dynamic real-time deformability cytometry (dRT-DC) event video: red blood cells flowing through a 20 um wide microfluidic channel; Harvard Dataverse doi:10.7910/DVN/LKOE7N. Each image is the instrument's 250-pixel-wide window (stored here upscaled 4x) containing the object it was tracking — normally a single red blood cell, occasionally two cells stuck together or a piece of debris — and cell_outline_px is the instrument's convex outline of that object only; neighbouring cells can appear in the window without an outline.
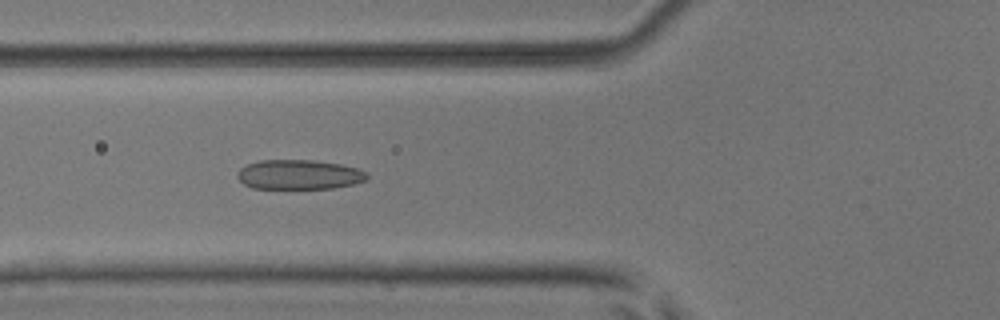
{"species": "common noctule bat (a hibernating species)", "species_latin": "Nyctalus noctula", "temperature_condition": "room temperature", "stored_images_in_passage": 51, "camera_frame_rate_fps": 3000, "um_per_image_px": 0.085, "animal": {"sex": "male", "body_mass_g": 17.9, "forearm_length_mm": 54.2}, "frame": {"image": 1, "passage_image": 20, "time_ms": 6.333, "image_size_px": [1000, 320], "cell_outline_px": [[368, 176], [364, 180], [352, 184], [332, 188], [252, 188], [244, 184], [236, 176], [240, 168], [248, 164], [260, 160], [312, 160], [340, 164], [356, 168], [364, 172]], "centroid_in_image_um": [25.37, 14.83], "position_along_channel_um": 100.4, "area_um2": 22.08}}
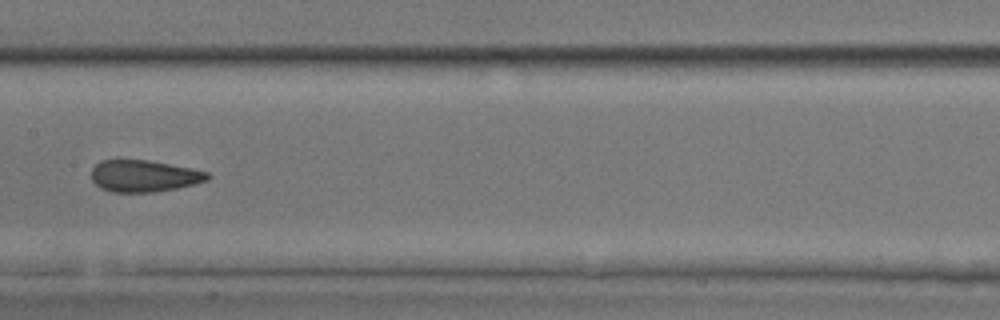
{"frame": {"image": 2, "passage_image": 27, "time_ms": 8.667, "image_size_px": [1000, 320], "cell_outline_px": [[212, 176], [208, 180], [176, 188], [152, 192], [112, 192], [100, 188], [92, 180], [92, 168], [100, 160], [120, 156], [148, 160], [192, 168], [208, 172]], "centroid_in_image_um": [12.18, 14.91], "position_along_channel_um": 195.2, "area_um2": 22.14}}
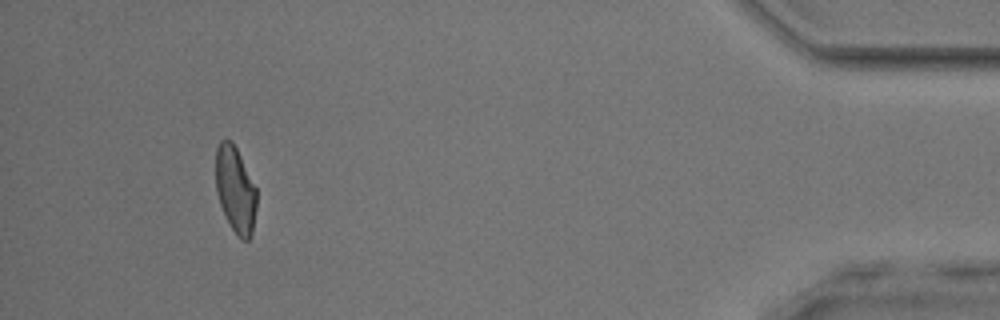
{"frame": {"image": 3, "passage_image": 48, "time_ms": 15.667, "image_size_px": [1000, 320], "cell_outline_px": [[256, 208], [252, 232], [248, 240], [240, 240], [236, 236], [220, 204], [216, 192], [216, 148], [220, 140], [232, 140], [256, 188]], "centroid_in_image_um": [20.0, 16.12], "position_along_channel_um": 415.2, "area_um2": 20.35}, "authors_computed_cell_mechanics": {"area_um2": 22.1374, "velocity_mm_per_s": 4.0625, "shape_relaxation_time_tau1_ms": 2.9667, "shape_relaxation_time_tau2_ms": 1.4569, "deformation_change_tau1": 0.105, "deformation_change_tau2": 0.0743}}